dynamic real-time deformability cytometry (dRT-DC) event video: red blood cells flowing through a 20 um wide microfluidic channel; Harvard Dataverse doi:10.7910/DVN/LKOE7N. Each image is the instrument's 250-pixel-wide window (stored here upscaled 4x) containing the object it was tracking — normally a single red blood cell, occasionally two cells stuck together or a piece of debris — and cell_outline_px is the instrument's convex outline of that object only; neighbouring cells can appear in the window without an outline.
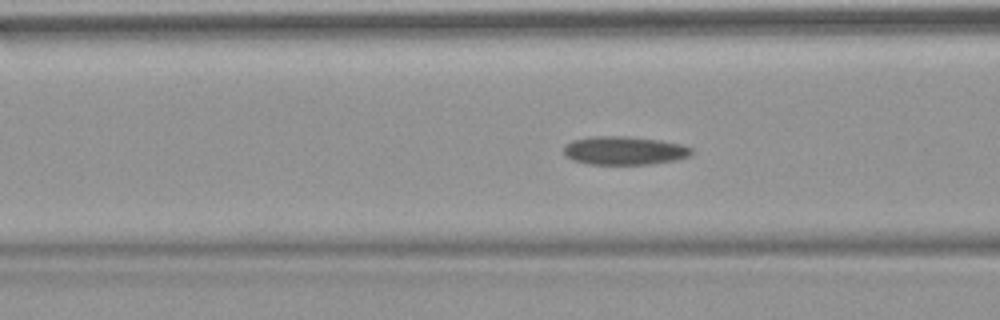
{"species": "common noctule bat (a hibernating species)", "species_latin": "Nyctalus noctula", "temperature_condition": "warm", "stored_images_in_passage": 48, "camera_frame_rate_fps": 3000, "um_per_image_px": 0.085, "animal": {"sex": "female", "body_mass_g": 18.4}, "frame": {"image": 1, "passage_image": 21, "time_ms": 6.667, "image_size_px": [1000, 320], "cell_outline_px": [[692, 152], [688, 156], [676, 160], [652, 164], [588, 164], [572, 160], [564, 156], [564, 144], [572, 140], [592, 136], [624, 136], [660, 140], [680, 144], [692, 148]], "centroid_in_image_um": [53.02, 12.8], "position_along_channel_um": 113.6, "area_um2": 21.27}}